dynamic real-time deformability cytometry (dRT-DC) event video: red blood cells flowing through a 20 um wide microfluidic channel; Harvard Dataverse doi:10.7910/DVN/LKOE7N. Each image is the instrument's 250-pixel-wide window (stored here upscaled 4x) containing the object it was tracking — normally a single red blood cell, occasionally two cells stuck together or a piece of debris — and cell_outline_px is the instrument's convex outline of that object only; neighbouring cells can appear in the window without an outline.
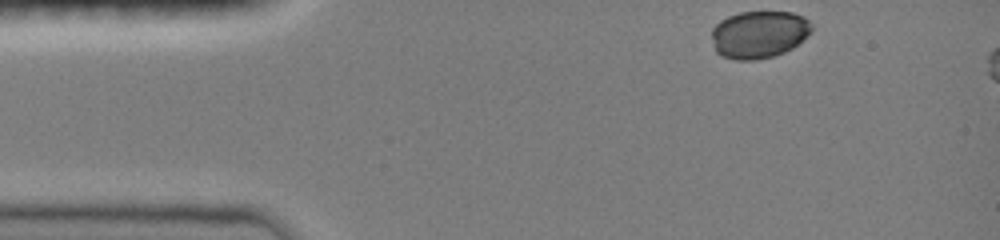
{"species": "common noctule bat (a hibernating species)", "species_latin": "Nyctalus noctula", "temperature_condition": "room temperature", "stored_images_in_passage": 8, "camera_frame_rate_fps": 3000, "um_per_image_px": 0.085, "animal": {"sex": "female", "body_mass_g": 19.0, "forearm_length_mm": 51.5}, "frame": {"image": 1, "passage_image": 1, "time_ms": 0.0, "image_size_px": [1000, 240], "cell_outline_px": [[812, 28], [792, 48], [784, 52], [772, 56], [756, 60], [736, 60], [720, 56], [716, 52], [712, 36], [712, 28], [720, 20], [728, 16], [740, 12], [792, 12], [804, 16], [812, 24]], "centroid_in_image_um": [64.47, 2.92], "position_along_channel_um": 20.5, "area_um2": 27.46}}